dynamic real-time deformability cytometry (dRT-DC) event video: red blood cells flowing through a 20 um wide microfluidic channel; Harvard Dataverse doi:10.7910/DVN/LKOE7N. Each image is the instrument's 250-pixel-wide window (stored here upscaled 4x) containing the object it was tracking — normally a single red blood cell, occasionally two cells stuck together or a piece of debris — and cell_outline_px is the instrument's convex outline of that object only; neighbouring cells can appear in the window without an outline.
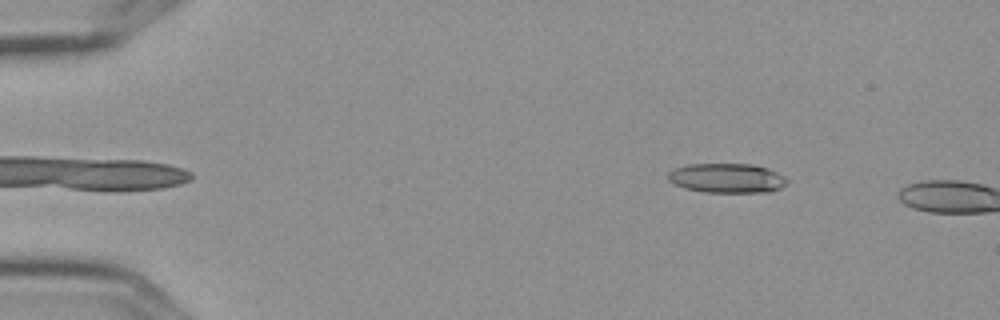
{"species": "Egyptian fruit bat (a non-hibernating species)", "species_latin": "Rousettus aegyptiacus", "temperature_condition": "cold", "stored_images_in_passage": 5, "segment_of_instrument_passage": [2, 2], "camera_frame_rate_fps": 3000, "um_per_image_px": 0.085, "frame": {"image": 1, "passage_image": 5, "time_ms": 1.333, "image_size_px": [1000, 320], "cell_outline_px": [[788, 184], [772, 192], [704, 192], [684, 188], [668, 180], [668, 172], [676, 168], [688, 164], [752, 164], [768, 168], [784, 176], [788, 180]], "centroid_in_image_um": [61.82, 15.14], "position_along_channel_um": 23.2, "area_um2": 20.52}}